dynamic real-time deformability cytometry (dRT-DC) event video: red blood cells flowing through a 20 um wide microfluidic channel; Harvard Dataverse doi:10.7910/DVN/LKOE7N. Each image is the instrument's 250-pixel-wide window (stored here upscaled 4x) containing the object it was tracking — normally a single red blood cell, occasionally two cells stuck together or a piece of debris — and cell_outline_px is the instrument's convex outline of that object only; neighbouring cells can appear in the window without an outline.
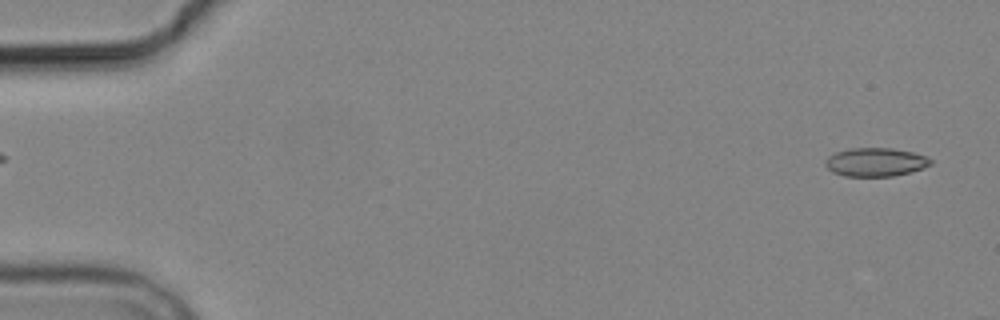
{"species": "common noctule bat (a hibernating species)", "species_latin": "Nyctalus noctula", "temperature_condition": "cold", "stored_images_in_passage": 3, "segment_of_instrument_passage": [2, 2], "camera_frame_rate_fps": 3000, "um_per_image_px": 0.085, "animal": {"sex": "male", "body_mass_g": 19.2, "forearm_length_mm": 51.8}, "frame": {"image": 1, "passage_image": 3, "time_ms": 3.0, "image_size_px": [1000, 320], "cell_outline_px": [[932, 164], [924, 168], [892, 176], [844, 176], [832, 172], [824, 164], [828, 156], [836, 152], [848, 148], [892, 148], [912, 152], [924, 156], [932, 160]], "centroid_in_image_um": [74.39, 13.77], "position_along_channel_um": 10.6, "area_um2": 17.46}}